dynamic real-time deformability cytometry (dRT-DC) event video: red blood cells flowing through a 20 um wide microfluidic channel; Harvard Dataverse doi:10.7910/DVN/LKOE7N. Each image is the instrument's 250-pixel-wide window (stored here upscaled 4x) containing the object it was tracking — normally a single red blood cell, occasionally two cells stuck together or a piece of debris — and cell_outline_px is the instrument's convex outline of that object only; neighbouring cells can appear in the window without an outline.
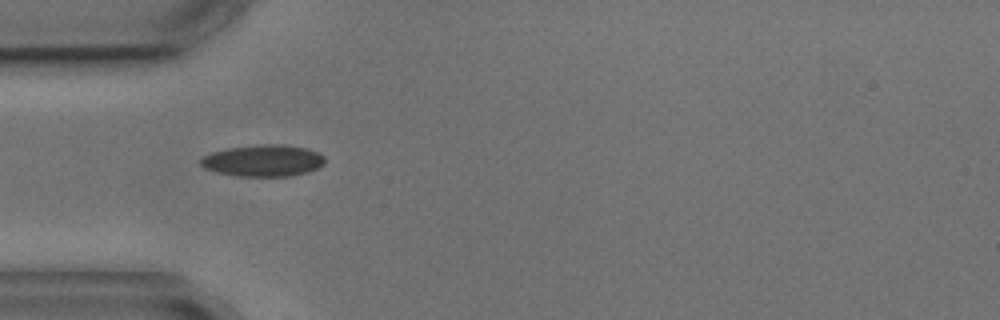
{"species": "common noctule bat (a hibernating species)", "species_latin": "Nyctalus noctula", "temperature_condition": "cold", "stored_images_in_passage": 1, "camera_frame_rate_fps": 3000, "um_per_image_px": 0.085, "animal": {"sex": "male", "body_mass_g": 17.9, "forearm_length_mm": 54.2}, "frame": {"image": 1, "passage_image": 1, "time_ms": 0.0, "image_size_px": [1000, 320], "cell_outline_px": [[324, 164], [308, 172], [292, 176], [240, 176], [216, 172], [204, 168], [200, 164], [200, 160], [204, 156], [212, 152], [228, 148], [260, 144], [284, 144], [308, 148], [320, 152], [324, 156]], "centroid_in_image_um": [22.4, 13.64], "position_along_channel_um": 62.6, "area_um2": 23.06}}